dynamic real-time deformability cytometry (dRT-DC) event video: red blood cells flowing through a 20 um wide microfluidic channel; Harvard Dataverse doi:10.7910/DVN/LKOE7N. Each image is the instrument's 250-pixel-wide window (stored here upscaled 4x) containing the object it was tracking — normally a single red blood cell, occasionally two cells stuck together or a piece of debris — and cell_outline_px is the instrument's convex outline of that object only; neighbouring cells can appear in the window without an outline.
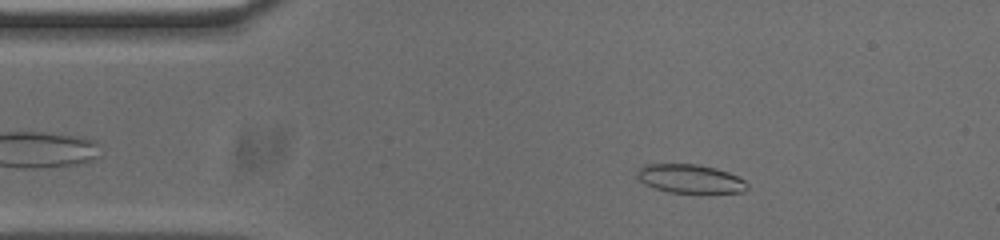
{"species": "common noctule bat (a hibernating species)", "species_latin": "Nyctalus noctula", "temperature_condition": "cold", "stored_images_in_passage": 46, "camera_frame_rate_fps": 3000, "um_per_image_px": 0.085, "animal": {"sex": "male", "body_mass_g": 20.0, "forearm_length_mm": 53.3}, "frame": {"image": 1, "passage_image": 8, "time_ms": 2.333, "image_size_px": [1000, 240], "cell_outline_px": [[748, 188], [744, 192], [708, 196], [668, 192], [652, 188], [644, 184], [636, 176], [640, 168], [644, 164], [696, 164], [716, 168], [728, 172], [744, 180], [748, 184]], "centroid_in_image_um": [58.72, 15.26], "position_along_channel_um": 26.3, "area_um2": 19.42}}
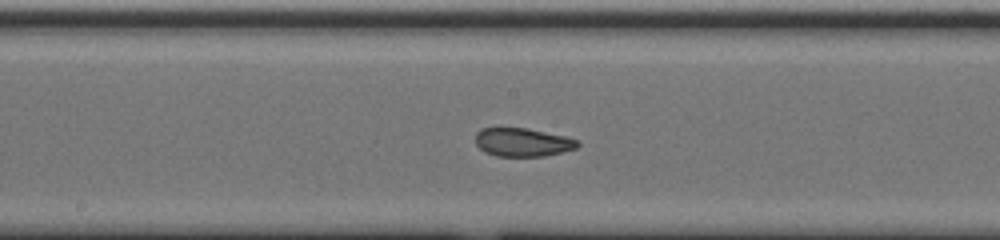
{"frame": {"image": 2, "passage_image": 26, "time_ms": 8.333, "image_size_px": [1000, 240], "cell_outline_px": [[580, 144], [576, 148], [544, 156], [496, 156], [484, 152], [476, 144], [476, 132], [480, 128], [496, 124], [500, 124], [528, 128], [564, 136], [576, 140]], "centroid_in_image_um": [44.31, 12.03], "position_along_channel_um": 203.9, "area_um2": 17.57}}
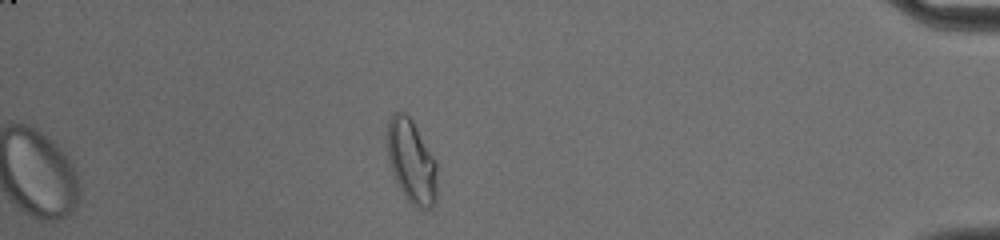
{"frame": {"image": 3, "passage_image": 46, "time_ms": 15.0, "image_size_px": [1000, 240], "cell_outline_px": [[436, 200], [432, 208], [416, 208], [404, 196], [392, 172], [388, 156], [388, 120], [392, 112], [404, 112], [412, 120], [436, 160]], "centroid_in_image_um": [34.98, 13.73], "position_along_channel_um": 400.2, "area_um2": 24.1}, "authors_computed_cell_mechanics": {"area_um2": 18.6116, "velocity_mm_per_s": 3.7267, "shape_relaxation_time_tau1_ms": null, "shape_relaxation_time_tau2_ms": 1.7789, "deformation_change_tau1": null, "deformation_change_tau2": 0.0751}}